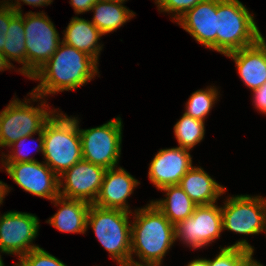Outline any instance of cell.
Wrapping results in <instances>:
<instances>
[{
	"mask_svg": "<svg viewBox=\"0 0 266 266\" xmlns=\"http://www.w3.org/2000/svg\"><path fill=\"white\" fill-rule=\"evenodd\" d=\"M98 73L95 58L61 42L51 58L30 77L40 83L29 95L34 102L48 94L76 90Z\"/></svg>",
	"mask_w": 266,
	"mask_h": 266,
	"instance_id": "cell-1",
	"label": "cell"
},
{
	"mask_svg": "<svg viewBox=\"0 0 266 266\" xmlns=\"http://www.w3.org/2000/svg\"><path fill=\"white\" fill-rule=\"evenodd\" d=\"M134 212V222L131 223V263L161 265L163 257L176 241L175 225L151 202ZM133 253L140 262L133 259Z\"/></svg>",
	"mask_w": 266,
	"mask_h": 266,
	"instance_id": "cell-2",
	"label": "cell"
},
{
	"mask_svg": "<svg viewBox=\"0 0 266 266\" xmlns=\"http://www.w3.org/2000/svg\"><path fill=\"white\" fill-rule=\"evenodd\" d=\"M56 114L43 129L45 158L43 162L59 177L83 159V156L77 117H68L58 112Z\"/></svg>",
	"mask_w": 266,
	"mask_h": 266,
	"instance_id": "cell-3",
	"label": "cell"
},
{
	"mask_svg": "<svg viewBox=\"0 0 266 266\" xmlns=\"http://www.w3.org/2000/svg\"><path fill=\"white\" fill-rule=\"evenodd\" d=\"M130 214L120 209L91 204L87 216V229L90 225L98 241L120 266L131 264Z\"/></svg>",
	"mask_w": 266,
	"mask_h": 266,
	"instance_id": "cell-4",
	"label": "cell"
},
{
	"mask_svg": "<svg viewBox=\"0 0 266 266\" xmlns=\"http://www.w3.org/2000/svg\"><path fill=\"white\" fill-rule=\"evenodd\" d=\"M253 14L239 0H217V52L225 56L255 44Z\"/></svg>",
	"mask_w": 266,
	"mask_h": 266,
	"instance_id": "cell-5",
	"label": "cell"
},
{
	"mask_svg": "<svg viewBox=\"0 0 266 266\" xmlns=\"http://www.w3.org/2000/svg\"><path fill=\"white\" fill-rule=\"evenodd\" d=\"M26 100L21 102L13 98L0 112V147H9L24 136L42 132L45 124L57 113L46 109L50 107L45 100L37 107L28 105L31 99Z\"/></svg>",
	"mask_w": 266,
	"mask_h": 266,
	"instance_id": "cell-6",
	"label": "cell"
},
{
	"mask_svg": "<svg viewBox=\"0 0 266 266\" xmlns=\"http://www.w3.org/2000/svg\"><path fill=\"white\" fill-rule=\"evenodd\" d=\"M122 121L116 117L101 126L80 129L83 159L105 169L117 167L121 155Z\"/></svg>",
	"mask_w": 266,
	"mask_h": 266,
	"instance_id": "cell-7",
	"label": "cell"
},
{
	"mask_svg": "<svg viewBox=\"0 0 266 266\" xmlns=\"http://www.w3.org/2000/svg\"><path fill=\"white\" fill-rule=\"evenodd\" d=\"M27 77L30 78L58 49L59 33L45 13L28 12L23 16Z\"/></svg>",
	"mask_w": 266,
	"mask_h": 266,
	"instance_id": "cell-8",
	"label": "cell"
},
{
	"mask_svg": "<svg viewBox=\"0 0 266 266\" xmlns=\"http://www.w3.org/2000/svg\"><path fill=\"white\" fill-rule=\"evenodd\" d=\"M223 231L256 235L266 232V199L261 196L237 195L221 207Z\"/></svg>",
	"mask_w": 266,
	"mask_h": 266,
	"instance_id": "cell-9",
	"label": "cell"
},
{
	"mask_svg": "<svg viewBox=\"0 0 266 266\" xmlns=\"http://www.w3.org/2000/svg\"><path fill=\"white\" fill-rule=\"evenodd\" d=\"M223 230L221 207L215 203L196 206L193 214L175 225L177 238L194 250L208 246Z\"/></svg>",
	"mask_w": 266,
	"mask_h": 266,
	"instance_id": "cell-10",
	"label": "cell"
},
{
	"mask_svg": "<svg viewBox=\"0 0 266 266\" xmlns=\"http://www.w3.org/2000/svg\"><path fill=\"white\" fill-rule=\"evenodd\" d=\"M39 223L38 217L31 213L7 211L0 215V252L15 254L20 259L40 247L32 243L38 236Z\"/></svg>",
	"mask_w": 266,
	"mask_h": 266,
	"instance_id": "cell-11",
	"label": "cell"
},
{
	"mask_svg": "<svg viewBox=\"0 0 266 266\" xmlns=\"http://www.w3.org/2000/svg\"><path fill=\"white\" fill-rule=\"evenodd\" d=\"M11 179L34 196L53 200L59 196V177L39 161L2 163Z\"/></svg>",
	"mask_w": 266,
	"mask_h": 266,
	"instance_id": "cell-12",
	"label": "cell"
},
{
	"mask_svg": "<svg viewBox=\"0 0 266 266\" xmlns=\"http://www.w3.org/2000/svg\"><path fill=\"white\" fill-rule=\"evenodd\" d=\"M105 171L102 166L81 159L59 176L60 196L93 204L98 196Z\"/></svg>",
	"mask_w": 266,
	"mask_h": 266,
	"instance_id": "cell-13",
	"label": "cell"
},
{
	"mask_svg": "<svg viewBox=\"0 0 266 266\" xmlns=\"http://www.w3.org/2000/svg\"><path fill=\"white\" fill-rule=\"evenodd\" d=\"M190 150L173 147L160 149L150 162L148 177L159 190L168 185H179L181 178L193 166Z\"/></svg>",
	"mask_w": 266,
	"mask_h": 266,
	"instance_id": "cell-14",
	"label": "cell"
},
{
	"mask_svg": "<svg viewBox=\"0 0 266 266\" xmlns=\"http://www.w3.org/2000/svg\"><path fill=\"white\" fill-rule=\"evenodd\" d=\"M216 13L217 0H204L176 22L198 43L217 51Z\"/></svg>",
	"mask_w": 266,
	"mask_h": 266,
	"instance_id": "cell-15",
	"label": "cell"
},
{
	"mask_svg": "<svg viewBox=\"0 0 266 266\" xmlns=\"http://www.w3.org/2000/svg\"><path fill=\"white\" fill-rule=\"evenodd\" d=\"M140 182L122 167L106 169L96 206L131 212L126 202Z\"/></svg>",
	"mask_w": 266,
	"mask_h": 266,
	"instance_id": "cell-16",
	"label": "cell"
},
{
	"mask_svg": "<svg viewBox=\"0 0 266 266\" xmlns=\"http://www.w3.org/2000/svg\"><path fill=\"white\" fill-rule=\"evenodd\" d=\"M226 56L234 60L241 80L252 91L266 83V51L256 43Z\"/></svg>",
	"mask_w": 266,
	"mask_h": 266,
	"instance_id": "cell-17",
	"label": "cell"
},
{
	"mask_svg": "<svg viewBox=\"0 0 266 266\" xmlns=\"http://www.w3.org/2000/svg\"><path fill=\"white\" fill-rule=\"evenodd\" d=\"M54 205H59L57 213L46 221L57 230L69 233H82L87 230V216L90 203L57 196L52 200Z\"/></svg>",
	"mask_w": 266,
	"mask_h": 266,
	"instance_id": "cell-18",
	"label": "cell"
},
{
	"mask_svg": "<svg viewBox=\"0 0 266 266\" xmlns=\"http://www.w3.org/2000/svg\"><path fill=\"white\" fill-rule=\"evenodd\" d=\"M179 186L196 206L210 205L225 193L226 188L218 184L201 167L192 166L181 178Z\"/></svg>",
	"mask_w": 266,
	"mask_h": 266,
	"instance_id": "cell-19",
	"label": "cell"
},
{
	"mask_svg": "<svg viewBox=\"0 0 266 266\" xmlns=\"http://www.w3.org/2000/svg\"><path fill=\"white\" fill-rule=\"evenodd\" d=\"M102 35L91 21L74 16L64 30L62 42L87 53L98 61L99 53L103 48L98 40Z\"/></svg>",
	"mask_w": 266,
	"mask_h": 266,
	"instance_id": "cell-20",
	"label": "cell"
},
{
	"mask_svg": "<svg viewBox=\"0 0 266 266\" xmlns=\"http://www.w3.org/2000/svg\"><path fill=\"white\" fill-rule=\"evenodd\" d=\"M122 2L99 0L92 6V24L103 34H108L124 25L135 13L122 5Z\"/></svg>",
	"mask_w": 266,
	"mask_h": 266,
	"instance_id": "cell-21",
	"label": "cell"
},
{
	"mask_svg": "<svg viewBox=\"0 0 266 266\" xmlns=\"http://www.w3.org/2000/svg\"><path fill=\"white\" fill-rule=\"evenodd\" d=\"M160 190L166 192V199L151 201V203L173 225H176L178 222L185 220L193 214L196 205L179 185H168L162 187Z\"/></svg>",
	"mask_w": 266,
	"mask_h": 266,
	"instance_id": "cell-22",
	"label": "cell"
},
{
	"mask_svg": "<svg viewBox=\"0 0 266 266\" xmlns=\"http://www.w3.org/2000/svg\"><path fill=\"white\" fill-rule=\"evenodd\" d=\"M8 28L2 53L13 67L14 65L10 62V59L22 64L23 66L18 68V72L27 77V50L25 47L26 41L23 14L16 13L11 18Z\"/></svg>",
	"mask_w": 266,
	"mask_h": 266,
	"instance_id": "cell-23",
	"label": "cell"
},
{
	"mask_svg": "<svg viewBox=\"0 0 266 266\" xmlns=\"http://www.w3.org/2000/svg\"><path fill=\"white\" fill-rule=\"evenodd\" d=\"M205 122L192 118L183 113L182 117L174 125V135L179 147L192 150L200 143L205 135Z\"/></svg>",
	"mask_w": 266,
	"mask_h": 266,
	"instance_id": "cell-24",
	"label": "cell"
},
{
	"mask_svg": "<svg viewBox=\"0 0 266 266\" xmlns=\"http://www.w3.org/2000/svg\"><path fill=\"white\" fill-rule=\"evenodd\" d=\"M220 249L213 260H207L208 266H244L254 254V248L247 240H240L233 245L220 247Z\"/></svg>",
	"mask_w": 266,
	"mask_h": 266,
	"instance_id": "cell-25",
	"label": "cell"
},
{
	"mask_svg": "<svg viewBox=\"0 0 266 266\" xmlns=\"http://www.w3.org/2000/svg\"><path fill=\"white\" fill-rule=\"evenodd\" d=\"M214 87V88H213ZM193 92L186 103L185 114L192 118L205 122L206 116L212 109L218 98V90L215 86Z\"/></svg>",
	"mask_w": 266,
	"mask_h": 266,
	"instance_id": "cell-26",
	"label": "cell"
},
{
	"mask_svg": "<svg viewBox=\"0 0 266 266\" xmlns=\"http://www.w3.org/2000/svg\"><path fill=\"white\" fill-rule=\"evenodd\" d=\"M33 135L30 136H24L23 138H20L19 140H17L16 142H14L12 145H10L9 147H16L15 149L12 148V152L10 151L9 153L11 154H3L1 157L2 159V163H18V162H31V161H37L35 158L33 159V157H28V153L25 152L23 149L25 146L24 142H26V139H33L32 141H34V138H32ZM38 138L37 140L39 141L38 146L36 147L37 152H42V154L44 153V138H43V131L38 133ZM23 150V152H22Z\"/></svg>",
	"mask_w": 266,
	"mask_h": 266,
	"instance_id": "cell-27",
	"label": "cell"
},
{
	"mask_svg": "<svg viewBox=\"0 0 266 266\" xmlns=\"http://www.w3.org/2000/svg\"><path fill=\"white\" fill-rule=\"evenodd\" d=\"M17 266H67L41 247L31 250L19 259Z\"/></svg>",
	"mask_w": 266,
	"mask_h": 266,
	"instance_id": "cell-28",
	"label": "cell"
},
{
	"mask_svg": "<svg viewBox=\"0 0 266 266\" xmlns=\"http://www.w3.org/2000/svg\"><path fill=\"white\" fill-rule=\"evenodd\" d=\"M204 0H155L160 12L174 13V20H179L188 10Z\"/></svg>",
	"mask_w": 266,
	"mask_h": 266,
	"instance_id": "cell-29",
	"label": "cell"
},
{
	"mask_svg": "<svg viewBox=\"0 0 266 266\" xmlns=\"http://www.w3.org/2000/svg\"><path fill=\"white\" fill-rule=\"evenodd\" d=\"M10 6L0 5V52L3 51L6 41V33L8 32L9 23L11 18L16 14Z\"/></svg>",
	"mask_w": 266,
	"mask_h": 266,
	"instance_id": "cell-30",
	"label": "cell"
},
{
	"mask_svg": "<svg viewBox=\"0 0 266 266\" xmlns=\"http://www.w3.org/2000/svg\"><path fill=\"white\" fill-rule=\"evenodd\" d=\"M14 1H15L14 3L13 1L9 2V0L8 1L5 0L4 2L0 1V2L10 6L17 13H22L20 2H23L26 5H32L34 7L45 6V5L48 6L53 2V0H17V1L14 0Z\"/></svg>",
	"mask_w": 266,
	"mask_h": 266,
	"instance_id": "cell-31",
	"label": "cell"
},
{
	"mask_svg": "<svg viewBox=\"0 0 266 266\" xmlns=\"http://www.w3.org/2000/svg\"><path fill=\"white\" fill-rule=\"evenodd\" d=\"M255 107L260 113L266 114V83L260 88L253 90Z\"/></svg>",
	"mask_w": 266,
	"mask_h": 266,
	"instance_id": "cell-32",
	"label": "cell"
},
{
	"mask_svg": "<svg viewBox=\"0 0 266 266\" xmlns=\"http://www.w3.org/2000/svg\"><path fill=\"white\" fill-rule=\"evenodd\" d=\"M98 1L99 0H70V4L74 8V12L78 15L91 11L92 6Z\"/></svg>",
	"mask_w": 266,
	"mask_h": 266,
	"instance_id": "cell-33",
	"label": "cell"
},
{
	"mask_svg": "<svg viewBox=\"0 0 266 266\" xmlns=\"http://www.w3.org/2000/svg\"><path fill=\"white\" fill-rule=\"evenodd\" d=\"M255 43L262 49L266 51V41L265 38L262 36L261 32L259 31L257 25H256V38Z\"/></svg>",
	"mask_w": 266,
	"mask_h": 266,
	"instance_id": "cell-34",
	"label": "cell"
},
{
	"mask_svg": "<svg viewBox=\"0 0 266 266\" xmlns=\"http://www.w3.org/2000/svg\"><path fill=\"white\" fill-rule=\"evenodd\" d=\"M14 69V67L7 61L5 55L0 52V71H4L6 69Z\"/></svg>",
	"mask_w": 266,
	"mask_h": 266,
	"instance_id": "cell-35",
	"label": "cell"
},
{
	"mask_svg": "<svg viewBox=\"0 0 266 266\" xmlns=\"http://www.w3.org/2000/svg\"><path fill=\"white\" fill-rule=\"evenodd\" d=\"M9 189L10 188L8 187L7 184L0 181V205L3 203L5 195H7V193L10 191Z\"/></svg>",
	"mask_w": 266,
	"mask_h": 266,
	"instance_id": "cell-36",
	"label": "cell"
},
{
	"mask_svg": "<svg viewBox=\"0 0 266 266\" xmlns=\"http://www.w3.org/2000/svg\"><path fill=\"white\" fill-rule=\"evenodd\" d=\"M187 266H208L207 259H205V258L195 259V260L189 262V264Z\"/></svg>",
	"mask_w": 266,
	"mask_h": 266,
	"instance_id": "cell-37",
	"label": "cell"
},
{
	"mask_svg": "<svg viewBox=\"0 0 266 266\" xmlns=\"http://www.w3.org/2000/svg\"><path fill=\"white\" fill-rule=\"evenodd\" d=\"M244 266H264V265H262V264H260L259 262L255 261V260L253 259V257L251 256V257L247 260V262L244 264Z\"/></svg>",
	"mask_w": 266,
	"mask_h": 266,
	"instance_id": "cell-38",
	"label": "cell"
},
{
	"mask_svg": "<svg viewBox=\"0 0 266 266\" xmlns=\"http://www.w3.org/2000/svg\"><path fill=\"white\" fill-rule=\"evenodd\" d=\"M128 266H160V265H150V264H134V263H131V264H129Z\"/></svg>",
	"mask_w": 266,
	"mask_h": 266,
	"instance_id": "cell-39",
	"label": "cell"
},
{
	"mask_svg": "<svg viewBox=\"0 0 266 266\" xmlns=\"http://www.w3.org/2000/svg\"><path fill=\"white\" fill-rule=\"evenodd\" d=\"M107 1H116V2H122V3H124V2H126L127 0H107Z\"/></svg>",
	"mask_w": 266,
	"mask_h": 266,
	"instance_id": "cell-40",
	"label": "cell"
},
{
	"mask_svg": "<svg viewBox=\"0 0 266 266\" xmlns=\"http://www.w3.org/2000/svg\"><path fill=\"white\" fill-rule=\"evenodd\" d=\"M0 266H5L4 263H3L1 255H0Z\"/></svg>",
	"mask_w": 266,
	"mask_h": 266,
	"instance_id": "cell-41",
	"label": "cell"
}]
</instances>
